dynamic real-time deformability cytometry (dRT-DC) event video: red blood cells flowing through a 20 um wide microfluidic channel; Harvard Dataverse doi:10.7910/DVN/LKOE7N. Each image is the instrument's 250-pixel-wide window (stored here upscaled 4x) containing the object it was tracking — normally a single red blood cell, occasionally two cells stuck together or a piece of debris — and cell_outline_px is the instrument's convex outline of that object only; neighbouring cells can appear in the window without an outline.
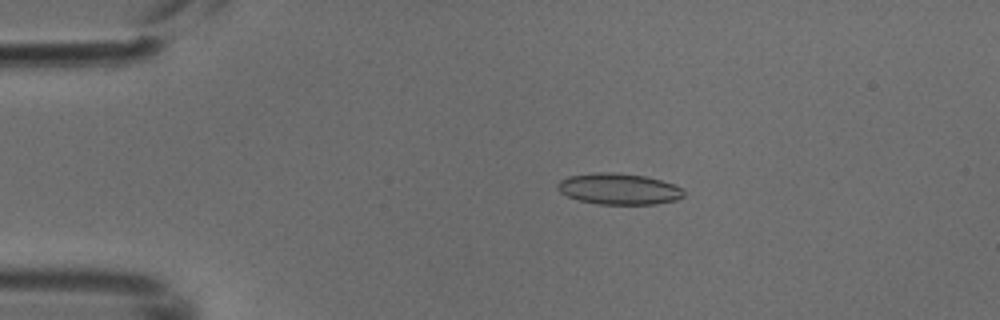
{"species": "common noctule bat (a hibernating species)", "species_latin": "Nyctalus noctula", "temperature_condition": "cold", "stored_images_in_passage": 5, "camera_frame_rate_fps": 3000, "um_per_image_px": 0.085, "animal": {"sex": "male", "body_mass_g": 18.8}, "frame": {"image": 1, "passage_image": 3, "time_ms": 0.667, "image_size_px": [1000, 320], "cell_outline_px": [[684, 196], [676, 200], [656, 204], [600, 204], [580, 200], [568, 196], [560, 192], [556, 188], [556, 184], [560, 180], [568, 176], [596, 172], [616, 172], [644, 176], [660, 180], [684, 188]], "centroid_in_image_um": [52.59, 16.05], "position_along_channel_um": 32.4, "area_um2": 22.95}}